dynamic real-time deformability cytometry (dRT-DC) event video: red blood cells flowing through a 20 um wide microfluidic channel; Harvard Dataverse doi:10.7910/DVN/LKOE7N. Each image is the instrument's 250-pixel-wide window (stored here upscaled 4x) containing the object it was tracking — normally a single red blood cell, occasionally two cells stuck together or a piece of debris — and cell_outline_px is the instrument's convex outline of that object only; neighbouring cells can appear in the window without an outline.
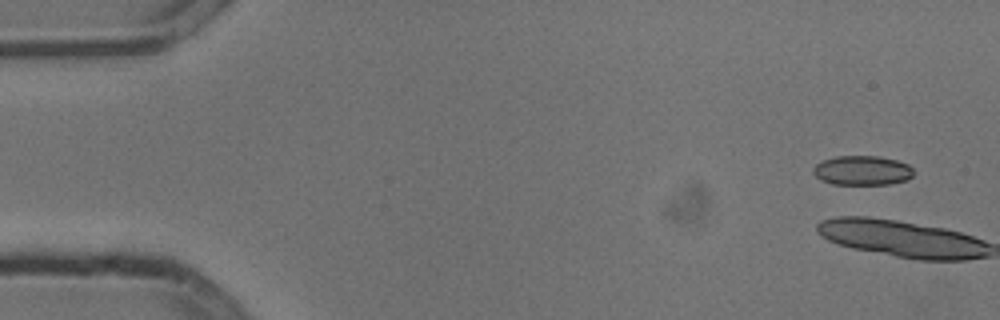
{"species": "common noctule bat (a hibernating species)", "species_latin": "Nyctalus noctula", "temperature_condition": "cold", "stored_images_in_passage": 5, "camera_frame_rate_fps": 3000, "um_per_image_px": 0.085, "animal": {"sex": "male", "body_mass_g": 13.3}, "frame": {"image": 1, "passage_image": 1, "time_ms": 0.0, "image_size_px": [1000, 320], "cell_outline_px": [[912, 176], [908, 180], [888, 184], [832, 184], [820, 180], [812, 172], [812, 168], [816, 164], [824, 160], [836, 156], [880, 156], [896, 160], [908, 164], [912, 168]], "centroid_in_image_um": [73.28, 14.49], "position_along_channel_um": 11.7, "area_um2": 17.28}}